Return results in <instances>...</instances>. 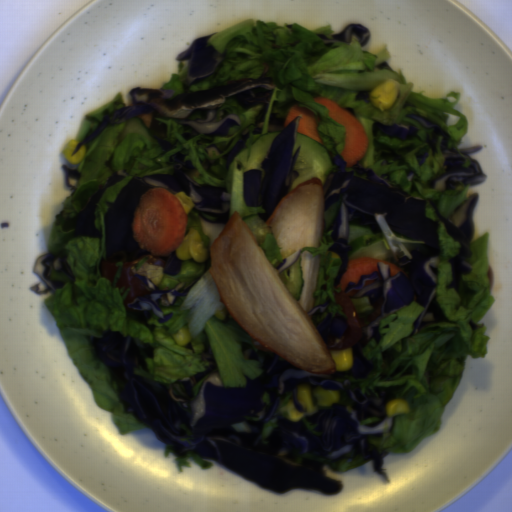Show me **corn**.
I'll use <instances>...</instances> for the list:
<instances>
[{
    "mask_svg": "<svg viewBox=\"0 0 512 512\" xmlns=\"http://www.w3.org/2000/svg\"><path fill=\"white\" fill-rule=\"evenodd\" d=\"M312 386L307 384H299L296 387V402L300 407L306 408V412L299 411L293 402V399H289L284 403L281 408L284 412H287L290 416V421L297 422L303 415H312L315 412H319L320 407H330L334 404H338L340 398V391L337 390H326L322 387H317L313 391V395L316 397V404L311 394Z\"/></svg>",
    "mask_w": 512,
    "mask_h": 512,
    "instance_id": "obj_1",
    "label": "corn"
},
{
    "mask_svg": "<svg viewBox=\"0 0 512 512\" xmlns=\"http://www.w3.org/2000/svg\"><path fill=\"white\" fill-rule=\"evenodd\" d=\"M176 257L181 260L192 258L195 262H207L211 259L210 249L203 246L202 239L195 229H189L180 245L174 250Z\"/></svg>",
    "mask_w": 512,
    "mask_h": 512,
    "instance_id": "obj_2",
    "label": "corn"
},
{
    "mask_svg": "<svg viewBox=\"0 0 512 512\" xmlns=\"http://www.w3.org/2000/svg\"><path fill=\"white\" fill-rule=\"evenodd\" d=\"M370 95L377 98H369L370 103L380 109H390L396 102L398 96V84L392 80H386L385 82L376 85L371 91Z\"/></svg>",
    "mask_w": 512,
    "mask_h": 512,
    "instance_id": "obj_3",
    "label": "corn"
},
{
    "mask_svg": "<svg viewBox=\"0 0 512 512\" xmlns=\"http://www.w3.org/2000/svg\"><path fill=\"white\" fill-rule=\"evenodd\" d=\"M330 355L335 363L336 372L353 368L354 360L351 347L347 349H333Z\"/></svg>",
    "mask_w": 512,
    "mask_h": 512,
    "instance_id": "obj_4",
    "label": "corn"
},
{
    "mask_svg": "<svg viewBox=\"0 0 512 512\" xmlns=\"http://www.w3.org/2000/svg\"><path fill=\"white\" fill-rule=\"evenodd\" d=\"M171 336L172 339L175 340L180 347L184 346L185 344H190L194 353H199L204 349L203 342L199 337H195L194 340L191 339L190 332L185 325L177 332L171 333Z\"/></svg>",
    "mask_w": 512,
    "mask_h": 512,
    "instance_id": "obj_5",
    "label": "corn"
},
{
    "mask_svg": "<svg viewBox=\"0 0 512 512\" xmlns=\"http://www.w3.org/2000/svg\"><path fill=\"white\" fill-rule=\"evenodd\" d=\"M385 412L390 417L408 414L410 412L409 402L406 398H395L387 402Z\"/></svg>",
    "mask_w": 512,
    "mask_h": 512,
    "instance_id": "obj_6",
    "label": "corn"
},
{
    "mask_svg": "<svg viewBox=\"0 0 512 512\" xmlns=\"http://www.w3.org/2000/svg\"><path fill=\"white\" fill-rule=\"evenodd\" d=\"M79 143L80 142H77L76 140H70L69 142H67V144L65 146L63 155L67 159V161L72 164L75 162H79L84 157L86 147L83 144L76 150ZM75 150H76V152H75L74 156L71 157Z\"/></svg>",
    "mask_w": 512,
    "mask_h": 512,
    "instance_id": "obj_7",
    "label": "corn"
},
{
    "mask_svg": "<svg viewBox=\"0 0 512 512\" xmlns=\"http://www.w3.org/2000/svg\"><path fill=\"white\" fill-rule=\"evenodd\" d=\"M174 195L178 199V201L181 203V205L184 209V212L187 216L195 207L191 197L188 196L183 190L177 191Z\"/></svg>",
    "mask_w": 512,
    "mask_h": 512,
    "instance_id": "obj_8",
    "label": "corn"
},
{
    "mask_svg": "<svg viewBox=\"0 0 512 512\" xmlns=\"http://www.w3.org/2000/svg\"><path fill=\"white\" fill-rule=\"evenodd\" d=\"M214 315V318H217V319H226V318H232L233 316L228 312L227 308L224 307L223 309L221 310H218L216 311L215 313H213Z\"/></svg>",
    "mask_w": 512,
    "mask_h": 512,
    "instance_id": "obj_9",
    "label": "corn"
}]
</instances>
